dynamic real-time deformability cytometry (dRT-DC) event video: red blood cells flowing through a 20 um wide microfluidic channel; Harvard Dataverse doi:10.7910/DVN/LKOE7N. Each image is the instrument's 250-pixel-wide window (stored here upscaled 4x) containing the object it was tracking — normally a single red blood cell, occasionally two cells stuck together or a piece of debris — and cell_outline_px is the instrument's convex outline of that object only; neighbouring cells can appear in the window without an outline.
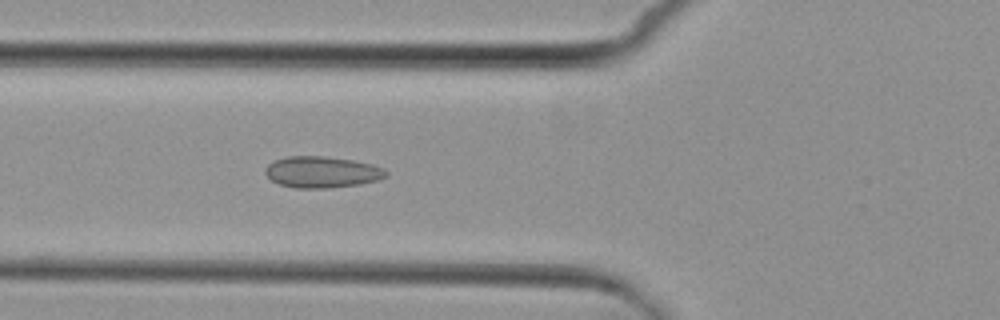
{"species": "common noctule bat (a hibernating species)", "species_latin": "Nyctalus noctula", "temperature_condition": "cold", "stored_images_in_passage": 5, "camera_frame_rate_fps": 3000, "um_per_image_px": 0.085, "animal": {"sex": "female", "body_mass_g": 29.2, "forearm_length_mm": 56.3}, "frame": {"image": 1, "passage_image": 5, "time_ms": 5.333, "image_size_px": [1000, 320], "cell_outline_px": [[388, 176], [376, 180], [360, 184], [328, 188], [296, 188], [280, 184], [272, 180], [264, 172], [264, 168], [268, 164], [276, 160], [288, 156], [324, 156], [352, 160], [372, 164], [384, 168], [388, 172]], "centroid_in_image_um": [27.38, 14.62], "position_along_channel_um": 98.4, "area_um2": 22.02}}